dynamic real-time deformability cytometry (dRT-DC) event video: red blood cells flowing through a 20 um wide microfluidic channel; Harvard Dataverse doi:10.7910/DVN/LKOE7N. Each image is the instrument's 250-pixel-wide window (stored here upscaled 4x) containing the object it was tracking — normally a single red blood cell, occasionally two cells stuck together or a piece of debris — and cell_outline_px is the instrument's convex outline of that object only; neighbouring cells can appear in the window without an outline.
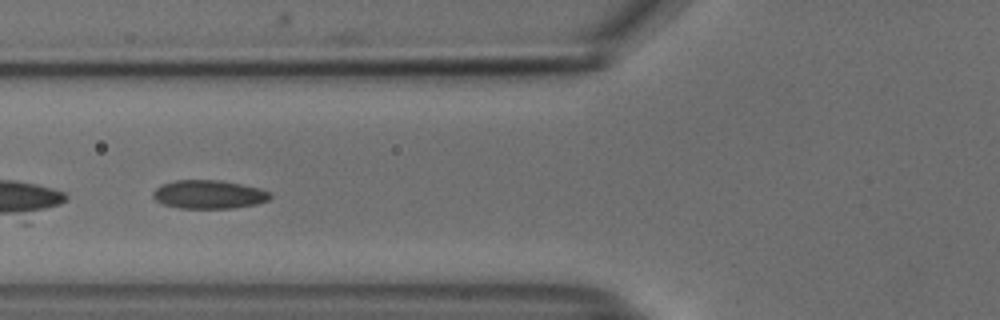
{"species": "common noctule bat (a hibernating species)", "species_latin": "Nyctalus noctula", "temperature_condition": "cold", "stored_images_in_passage": 40, "camera_frame_rate_fps": 3000, "um_per_image_px": 0.085, "animal": {"sex": "male", "body_mass_g": 18.8}, "frame": {"image": 1, "passage_image": 7, "time_ms": 2.0, "image_size_px": [1000, 320], "cell_outline_px": [[272, 196], [268, 200], [256, 204], [232, 208], [180, 208], [164, 204], [156, 200], [152, 196], [152, 192], [160, 184], [176, 180], [220, 180], [260, 188], [272, 192]], "centroid_in_image_um": [17.75, 16.52], "position_along_channel_um": 108.0, "area_um2": 19.54}}
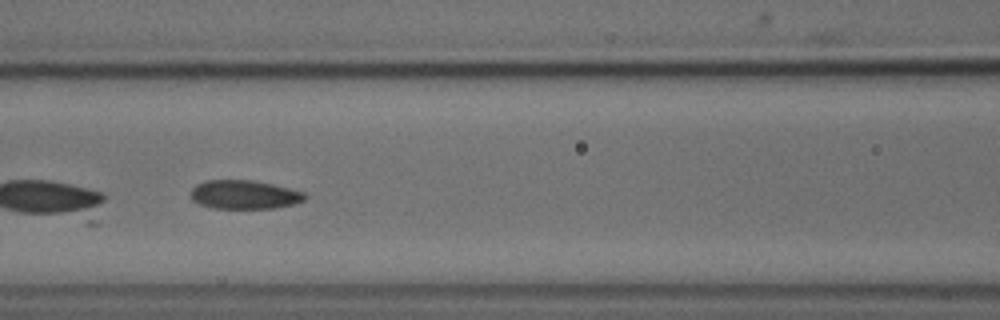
{"frame": {"image": 2, "passage_image": 10, "time_ms": 3.0, "image_size_px": [1000, 320], "cell_outline_px": [[308, 196], [304, 200], [292, 204], [272, 208], [212, 208], [200, 204], [192, 200], [192, 188], [196, 184], [208, 180], [252, 180], [272, 184], [304, 192]], "centroid_in_image_um": [20.76, 16.54], "position_along_channel_um": 145.8, "area_um2": 18.96}}
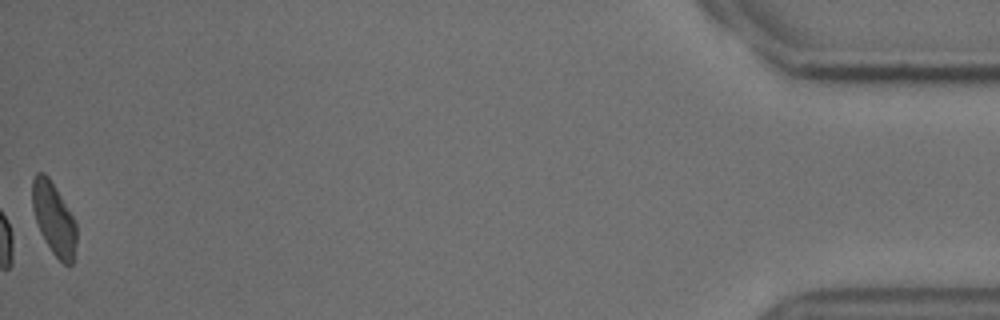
{"frame": {"image": 3, "passage_image": 40, "time_ms": 13.0, "image_size_px": [1000, 320], "cell_outline_px": [[76, 240], [72, 264], [64, 264], [52, 252], [40, 232], [32, 208], [32, 180], [36, 172], [44, 172], [48, 176], [72, 216], [76, 224]], "centroid_in_image_um": [4.55, 18.57], "position_along_channel_um": 430.6, "area_um2": 18.21}}